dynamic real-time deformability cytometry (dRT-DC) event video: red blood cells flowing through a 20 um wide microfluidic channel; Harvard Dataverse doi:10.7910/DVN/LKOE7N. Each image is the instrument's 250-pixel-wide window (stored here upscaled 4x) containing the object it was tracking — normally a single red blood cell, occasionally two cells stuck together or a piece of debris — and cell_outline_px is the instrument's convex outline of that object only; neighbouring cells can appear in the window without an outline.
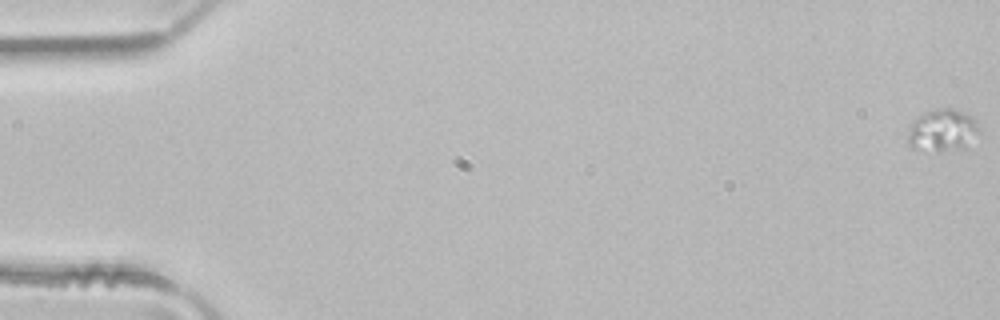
{"species": "common noctule bat (a hibernating species)", "species_latin": "Nyctalus noctula", "temperature_condition": "room temperature", "stored_images_in_passage": 51, "camera_frame_rate_fps": 3000, "um_per_image_px": 0.085, "animal": {"sex": "male", "body_mass_g": 21.5, "forearm_length_mm": 52.0}, "frame": {"image": 1, "passage_image": 1, "time_ms": 0.0, "image_size_px": [1000, 320], "cell_outline_px": [[980, 132], [964, 148], [940, 152], [908, 148], [908, 124], [916, 116], [924, 112], [936, 108], [952, 108], [964, 112], [976, 120], [980, 128]], "centroid_in_image_um": [80.07, 11.08], "position_along_channel_um": 4.9, "area_um2": 18.15}}
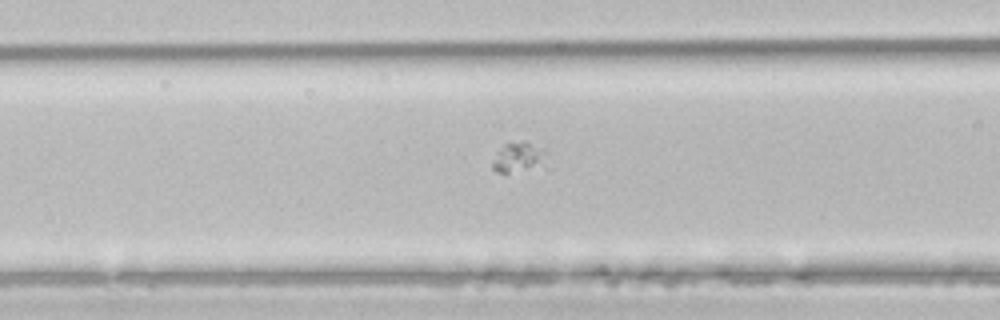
{"frame": {"image": 2, "passage_image": 21, "time_ms": 6.667, "image_size_px": [1000, 320], "cell_outline_px": [[552, 172], [496, 172], [492, 168], [492, 164], [496, 152], [504, 144], [524, 140], [544, 152], [552, 168]], "centroid_in_image_um": [44.26, 13.49], "position_along_channel_um": 122.3, "area_um2": 10.52}}
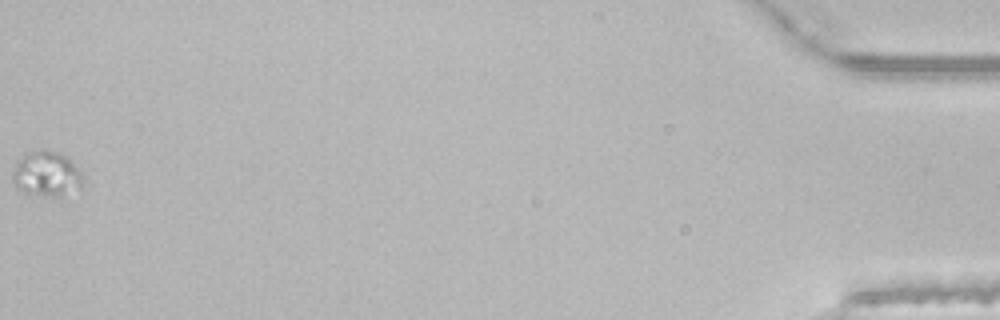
{"frame": {"image": 3, "passage_image": 51, "time_ms": 16.667, "image_size_px": [1000, 320], "cell_outline_px": [[84, 180], [80, 188], [60, 196], [56, 196], [24, 192], [16, 188], [12, 180], [12, 172], [16, 160], [28, 152], [40, 148], [44, 148], [56, 152], [64, 156], [84, 176]], "centroid_in_image_um": [3.91, 14.76], "position_along_channel_um": 431.3, "area_um2": 18.38}}